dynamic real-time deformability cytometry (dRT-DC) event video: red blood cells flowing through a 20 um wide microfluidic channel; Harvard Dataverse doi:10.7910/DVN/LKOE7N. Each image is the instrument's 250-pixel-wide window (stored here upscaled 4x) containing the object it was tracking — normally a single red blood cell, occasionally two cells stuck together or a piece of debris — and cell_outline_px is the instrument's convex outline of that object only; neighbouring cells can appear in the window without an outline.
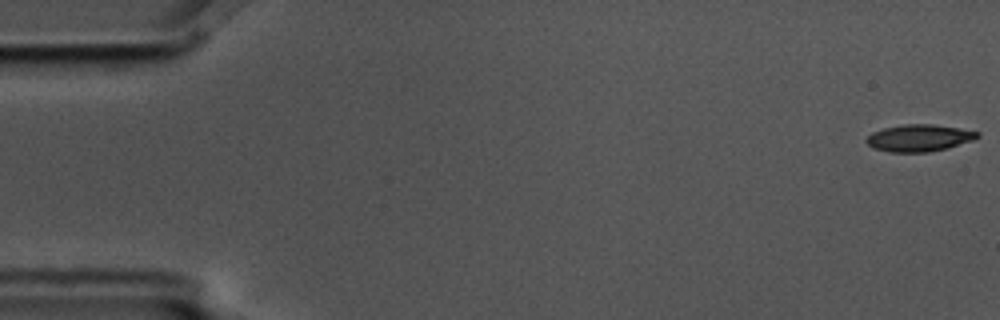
{"species": "common noctule bat (a hibernating species)", "species_latin": "Nyctalus noctula", "temperature_condition": "cold", "stored_images_in_passage": 5, "camera_frame_rate_fps": 3000, "um_per_image_px": 0.085, "animal": {"sex": "male", "body_mass_g": 17.5, "forearm_length_mm": 52.3}, "frame": {"image": 1, "passage_image": 1, "time_ms": 0.0, "image_size_px": [1000, 320], "cell_outline_px": [[980, 136], [972, 140], [948, 148], [928, 152], [888, 152], [872, 148], [864, 140], [872, 132], [884, 128], [904, 124], [932, 124], [980, 132]], "centroid_in_image_um": [78.09, 11.73], "position_along_channel_um": 6.9, "area_um2": 17.4}}
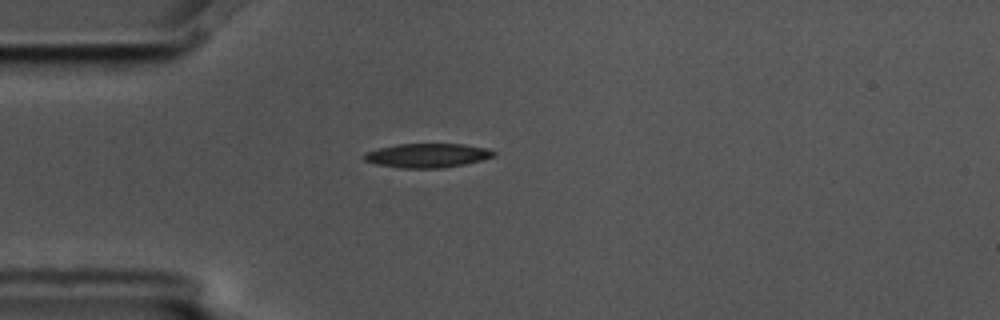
{"frame": {"image": 2, "passage_image": 5, "time_ms": 1.333, "image_size_px": [1000, 320], "cell_outline_px": [[496, 156], [464, 164], [440, 168], [400, 168], [376, 164], [364, 160], [364, 152], [380, 148], [400, 144], [464, 144], [488, 148], [496, 152]], "centroid_in_image_um": [36.34, 13.21], "position_along_channel_um": 48.7, "area_um2": 18.15}}